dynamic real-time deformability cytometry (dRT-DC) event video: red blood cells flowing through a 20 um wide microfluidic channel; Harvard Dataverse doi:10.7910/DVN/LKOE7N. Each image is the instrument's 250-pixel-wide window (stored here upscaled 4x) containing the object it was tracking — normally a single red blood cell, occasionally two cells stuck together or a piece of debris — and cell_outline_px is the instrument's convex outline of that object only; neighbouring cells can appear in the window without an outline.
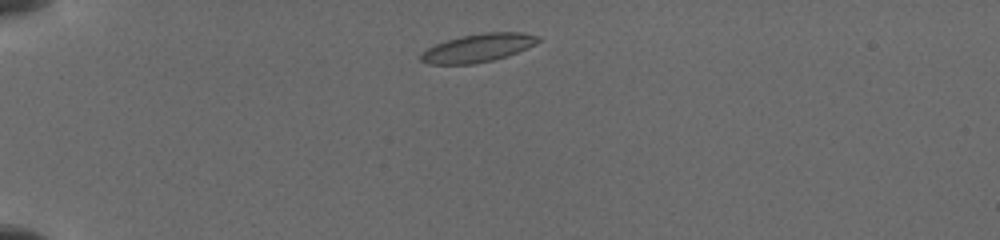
{"species": "common noctule bat (a hibernating species)", "species_latin": "Nyctalus noctula", "temperature_condition": "cold", "stored_images_in_passage": 10, "camera_frame_rate_fps": 3000, "um_per_image_px": 0.085, "animal": {"sex": "female", "body_mass_g": 19.5, "forearm_length_mm": 54.1}, "frame": {"image": 1, "passage_image": 1, "time_ms": 0.0, "image_size_px": [1000, 240], "cell_outline_px": [[540, 40], [536, 44], [528, 48], [508, 56], [492, 60], [472, 64], [428, 64], [420, 60], [420, 52], [436, 44], [448, 40], [464, 36], [484, 32], [524, 32], [540, 36]], "centroid_in_image_um": [40.67, 4.07], "position_along_channel_um": 44.3, "area_um2": 19.31}}
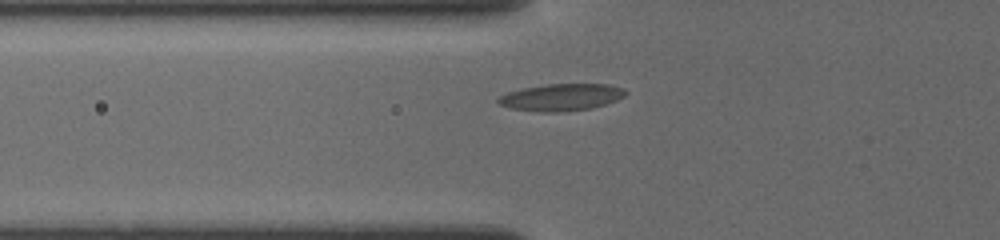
{"frame": {"image": 2, "passage_image": 8, "time_ms": 2.0, "image_size_px": [1000, 240], "cell_outline_px": [[628, 92], [624, 96], [616, 100], [592, 108], [560, 112], [540, 112], [512, 108], [500, 104], [496, 100], [500, 96], [508, 92], [524, 88], [548, 84], [608, 84], [624, 88]], "centroid_in_image_um": [47.74, 8.26], "position_along_channel_um": 78.1, "area_um2": 19.88}}